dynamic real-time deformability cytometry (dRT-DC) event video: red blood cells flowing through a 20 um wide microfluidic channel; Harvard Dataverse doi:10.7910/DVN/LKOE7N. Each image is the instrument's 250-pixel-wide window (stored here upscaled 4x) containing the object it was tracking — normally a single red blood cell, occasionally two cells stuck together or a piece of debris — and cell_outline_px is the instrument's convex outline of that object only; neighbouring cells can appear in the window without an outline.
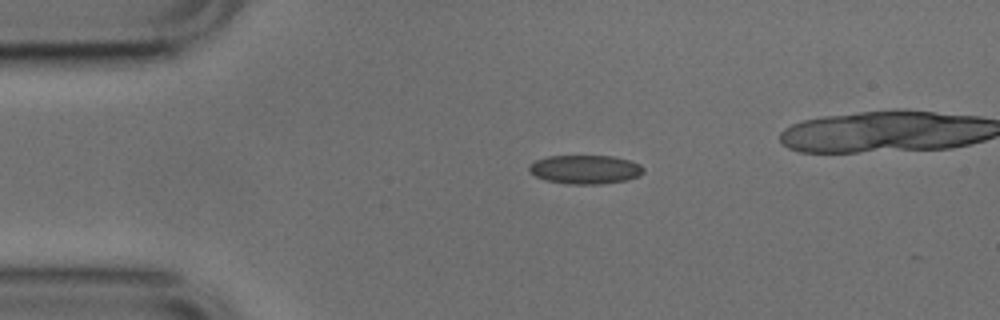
{"species": "common noctule bat (a hibernating species)", "species_latin": "Nyctalus noctula", "temperature_condition": "cold", "stored_images_in_passage": 37, "camera_frame_rate_fps": 3000, "um_per_image_px": 0.085, "animal": {"sex": "male", "body_mass_g": 17.9, "forearm_length_mm": 54.2}, "frame": {"image": 1, "passage_image": 1, "time_ms": 0.0, "image_size_px": [1000, 320], "cell_outline_px": [[644, 172], [640, 176], [628, 180], [600, 184], [568, 184], [548, 180], [536, 176], [528, 172], [528, 164], [536, 160], [548, 156], [612, 156], [628, 160], [640, 164], [644, 168]], "centroid_in_image_um": [49.75, 14.4], "position_along_channel_um": 35.3, "area_um2": 19.31}}
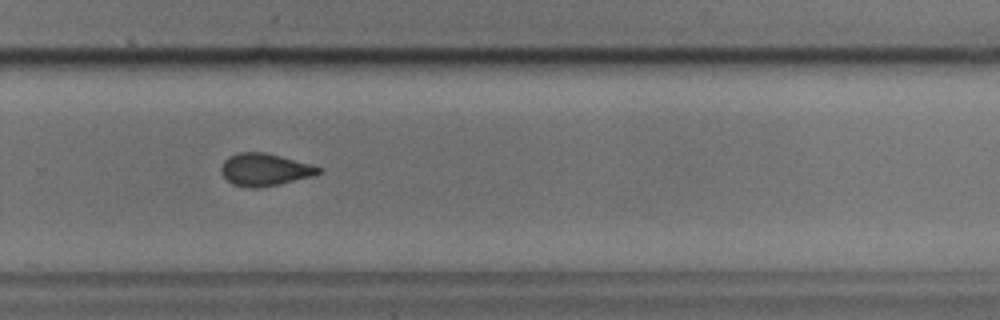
{"frame": {"image": 2, "passage_image": 25, "time_ms": 8.0, "image_size_px": [1000, 320], "cell_outline_px": [[320, 172], [312, 176], [260, 188], [248, 188], [232, 184], [220, 172], [220, 168], [224, 160], [228, 156], [240, 152], [264, 152], [312, 164], [320, 168]], "centroid_in_image_um": [22.45, 14.42], "position_along_channel_um": 307.3, "area_um2": 18.26}}
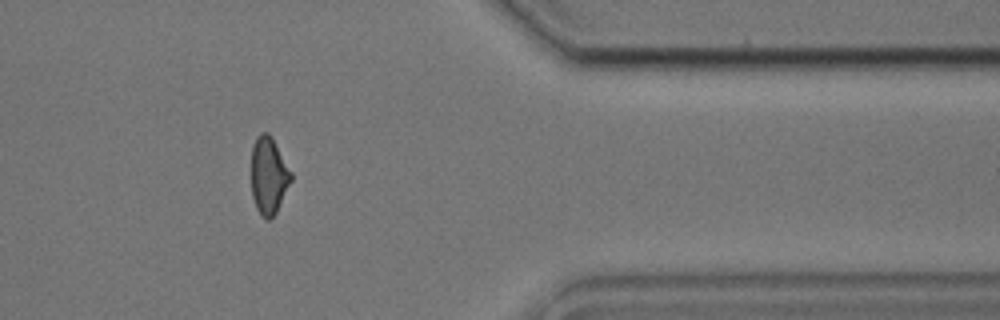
{"frame": {"image": 3, "passage_image": 33, "time_ms": 10.667, "image_size_px": [1000, 320], "cell_outline_px": [[292, 180], [276, 212], [268, 220], [260, 216], [256, 208], [252, 196], [252, 148], [256, 136], [260, 132], [268, 132], [272, 136], [292, 172]], "centroid_in_image_um": [22.84, 14.9], "position_along_channel_um": 388.6, "area_um2": 17.98}, "authors_computed_cell_mechanics": {"area_um2": 18.5538, "velocity_mm_per_s": 3.808, "shape_relaxation_time_tau1_ms": null, "shape_relaxation_time_tau2_ms": 1.667, "deformation_change_tau1": null, "deformation_change_tau2": 0.0697}}